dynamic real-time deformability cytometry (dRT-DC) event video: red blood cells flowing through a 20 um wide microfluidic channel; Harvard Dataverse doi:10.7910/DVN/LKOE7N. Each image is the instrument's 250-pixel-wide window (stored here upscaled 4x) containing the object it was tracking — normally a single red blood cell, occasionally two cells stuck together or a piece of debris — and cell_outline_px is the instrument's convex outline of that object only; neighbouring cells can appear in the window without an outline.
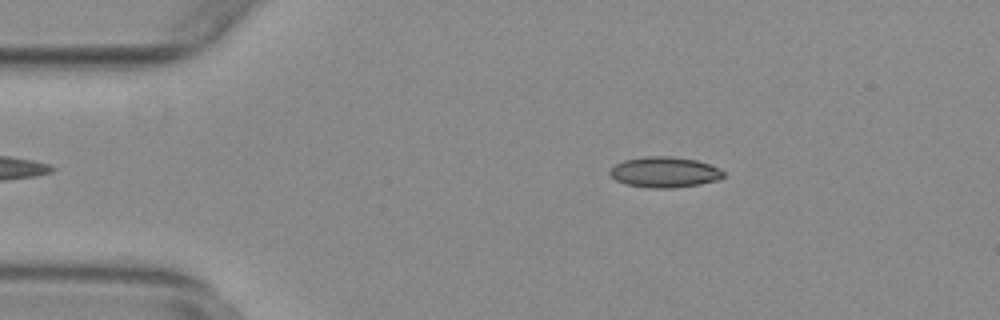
{"species": "common noctule bat (a hibernating species)", "species_latin": "Nyctalus noctula", "temperature_condition": "warm", "stored_images_in_passage": 47, "camera_frame_rate_fps": 3000, "um_per_image_px": 0.085, "animal": {"sex": "female", "body_mass_g": 29.2, "forearm_length_mm": 56.3}, "frame": {"image": 1, "passage_image": 3, "time_ms": 0.667, "image_size_px": [1000, 320], "cell_outline_px": [[724, 176], [720, 180], [700, 184], [672, 188], [652, 188], [628, 184], [616, 180], [608, 172], [616, 164], [624, 160], [648, 156], [668, 156], [696, 160], [708, 164], [724, 172]], "centroid_in_image_um": [56.5, 14.64], "position_along_channel_um": 28.5, "area_um2": 20.0}}
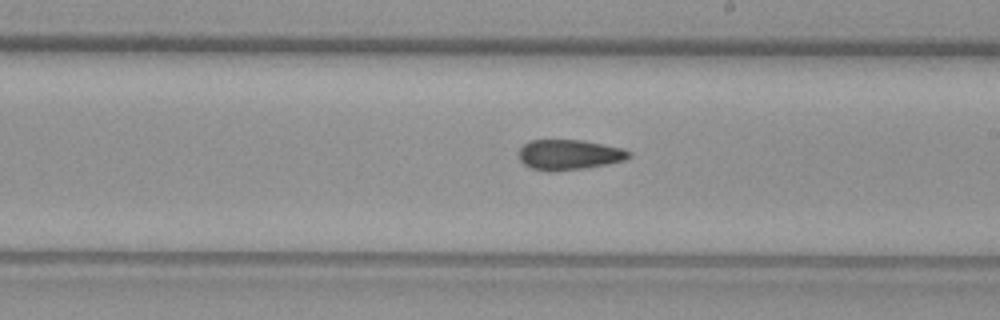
{"frame": {"image": 2, "passage_image": 24, "time_ms": 7.667, "image_size_px": [1000, 320], "cell_outline_px": [[632, 156], [624, 160], [608, 164], [584, 168], [556, 172], [548, 172], [532, 168], [524, 164], [520, 160], [520, 148], [524, 144], [532, 140], [580, 140], [624, 148], [632, 152]], "centroid_in_image_um": [48.41, 13.16], "position_along_channel_um": 240.6, "area_um2": 19.48}}
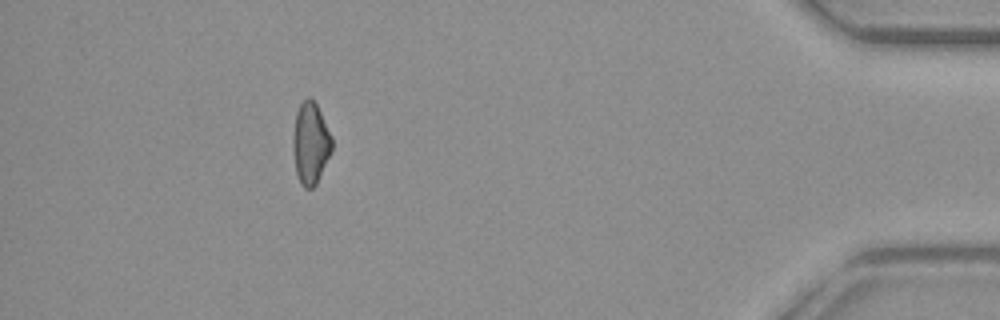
{"frame": {"image": 3, "passage_image": 42, "time_ms": 13.667, "image_size_px": [1000, 320], "cell_outline_px": [[332, 152], [316, 184], [312, 188], [304, 188], [300, 184], [296, 172], [292, 148], [292, 140], [296, 112], [300, 104], [308, 96], [316, 104], [332, 136]], "centroid_in_image_um": [26.39, 12.2], "position_along_channel_um": 408.8, "area_um2": 18.61}, "authors_computed_cell_mechanics": {"area_um2": 19.3052, "velocity_mm_per_s": 3.8162, "shape_relaxation_time_tau1_ms": null, "shape_relaxation_time_tau2_ms": 3.814, "deformation_change_tau1": null, "deformation_change_tau2": 0.1135}}